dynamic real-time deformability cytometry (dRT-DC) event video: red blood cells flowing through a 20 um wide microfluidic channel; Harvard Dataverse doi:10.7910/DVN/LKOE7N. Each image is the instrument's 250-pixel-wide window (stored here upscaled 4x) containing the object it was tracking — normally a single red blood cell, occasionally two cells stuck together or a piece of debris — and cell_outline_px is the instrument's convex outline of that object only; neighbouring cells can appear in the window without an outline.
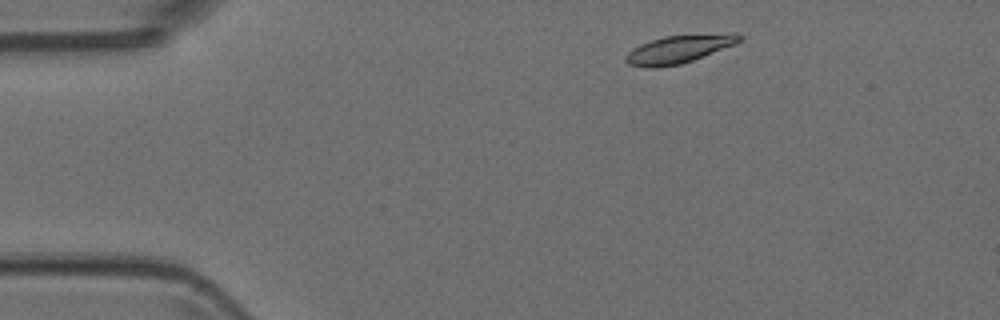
{"species": "Egyptian fruit bat (a non-hibernating species)", "species_latin": "Rousettus aegyptiacus", "temperature_condition": "room temperature", "stored_images_in_passage": 3, "camera_frame_rate_fps": 3000, "um_per_image_px": 0.085, "animal": {"sex": "female"}, "frame": {"image": 1, "passage_image": 1, "time_ms": 0.0, "image_size_px": [1000, 320], "cell_outline_px": [[744, 36], [736, 44], [692, 60], [680, 64], [656, 68], [648, 68], [628, 64], [624, 60], [624, 56], [632, 48], [640, 44], [664, 36], [728, 32], [736, 32]], "centroid_in_image_um": [57.73, 4.16], "position_along_channel_um": 27.3, "area_um2": 18.79}}